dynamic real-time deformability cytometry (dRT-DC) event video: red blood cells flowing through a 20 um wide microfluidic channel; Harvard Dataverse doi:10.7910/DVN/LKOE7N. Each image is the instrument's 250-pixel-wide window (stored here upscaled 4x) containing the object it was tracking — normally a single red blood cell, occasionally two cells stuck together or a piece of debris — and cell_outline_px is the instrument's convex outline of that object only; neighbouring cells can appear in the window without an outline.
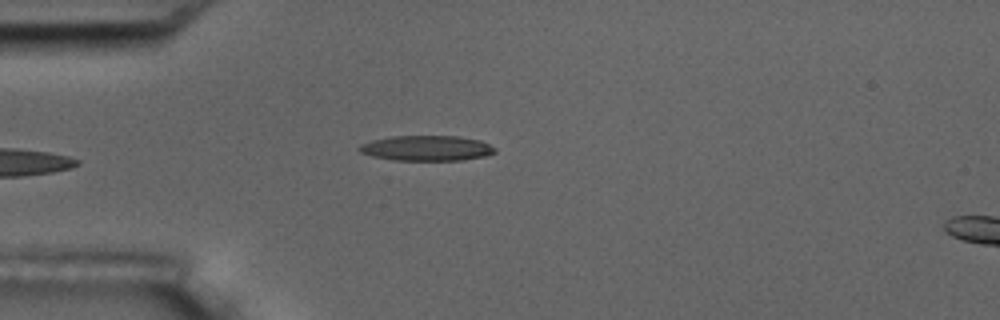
{"species": "common noctule bat (a hibernating species)", "species_latin": "Nyctalus noctula", "temperature_condition": "room temperature", "stored_images_in_passage": 5, "camera_frame_rate_fps": 3000, "um_per_image_px": 0.085, "animal": {"sex": "male", "body_mass_g": 17.5, "forearm_length_mm": 52.3}, "frame": {"image": 1, "passage_image": 5, "time_ms": 5.667, "image_size_px": [1000, 320], "cell_outline_px": [[496, 152], [484, 156], [464, 160], [392, 160], [372, 156], [360, 152], [356, 148], [360, 144], [372, 140], [392, 136], [456, 136], [480, 140], [496, 148]], "centroid_in_image_um": [36.24, 12.59], "position_along_channel_um": 48.8, "area_um2": 20.0}}